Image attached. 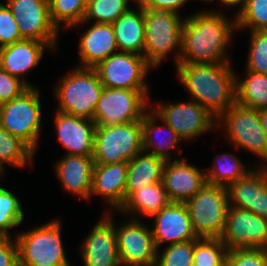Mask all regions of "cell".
Listing matches in <instances>:
<instances>
[{
    "instance_id": "cell-31",
    "label": "cell",
    "mask_w": 267,
    "mask_h": 266,
    "mask_svg": "<svg viewBox=\"0 0 267 266\" xmlns=\"http://www.w3.org/2000/svg\"><path fill=\"white\" fill-rule=\"evenodd\" d=\"M34 154L35 151L28 144L0 126V168L4 173L6 164L26 168L33 161Z\"/></svg>"
},
{
    "instance_id": "cell-29",
    "label": "cell",
    "mask_w": 267,
    "mask_h": 266,
    "mask_svg": "<svg viewBox=\"0 0 267 266\" xmlns=\"http://www.w3.org/2000/svg\"><path fill=\"white\" fill-rule=\"evenodd\" d=\"M244 78L240 80L236 75L237 104L254 110L266 109L267 74L245 70Z\"/></svg>"
},
{
    "instance_id": "cell-6",
    "label": "cell",
    "mask_w": 267,
    "mask_h": 266,
    "mask_svg": "<svg viewBox=\"0 0 267 266\" xmlns=\"http://www.w3.org/2000/svg\"><path fill=\"white\" fill-rule=\"evenodd\" d=\"M143 151L142 120L110 126H96L94 164L129 162Z\"/></svg>"
},
{
    "instance_id": "cell-38",
    "label": "cell",
    "mask_w": 267,
    "mask_h": 266,
    "mask_svg": "<svg viewBox=\"0 0 267 266\" xmlns=\"http://www.w3.org/2000/svg\"><path fill=\"white\" fill-rule=\"evenodd\" d=\"M246 70L267 74V31L250 32Z\"/></svg>"
},
{
    "instance_id": "cell-12",
    "label": "cell",
    "mask_w": 267,
    "mask_h": 266,
    "mask_svg": "<svg viewBox=\"0 0 267 266\" xmlns=\"http://www.w3.org/2000/svg\"><path fill=\"white\" fill-rule=\"evenodd\" d=\"M106 88L149 90L146 76L153 69L144 56L118 51L94 67Z\"/></svg>"
},
{
    "instance_id": "cell-3",
    "label": "cell",
    "mask_w": 267,
    "mask_h": 266,
    "mask_svg": "<svg viewBox=\"0 0 267 266\" xmlns=\"http://www.w3.org/2000/svg\"><path fill=\"white\" fill-rule=\"evenodd\" d=\"M167 10L144 8L145 39L143 56L154 69L160 67L170 52H175V64L179 63L182 29L185 18ZM174 50V51H173Z\"/></svg>"
},
{
    "instance_id": "cell-15",
    "label": "cell",
    "mask_w": 267,
    "mask_h": 266,
    "mask_svg": "<svg viewBox=\"0 0 267 266\" xmlns=\"http://www.w3.org/2000/svg\"><path fill=\"white\" fill-rule=\"evenodd\" d=\"M220 239L228 250L236 248L267 249V219L248 210L229 206L224 232Z\"/></svg>"
},
{
    "instance_id": "cell-11",
    "label": "cell",
    "mask_w": 267,
    "mask_h": 266,
    "mask_svg": "<svg viewBox=\"0 0 267 266\" xmlns=\"http://www.w3.org/2000/svg\"><path fill=\"white\" fill-rule=\"evenodd\" d=\"M104 215L114 224L121 265L155 266L157 248L152 230L144 224L143 219L131 218L116 226L111 211Z\"/></svg>"
},
{
    "instance_id": "cell-47",
    "label": "cell",
    "mask_w": 267,
    "mask_h": 266,
    "mask_svg": "<svg viewBox=\"0 0 267 266\" xmlns=\"http://www.w3.org/2000/svg\"><path fill=\"white\" fill-rule=\"evenodd\" d=\"M199 1H200V0H199ZM201 1H203V2H205V3H206V2H208V3L210 2V3H211V2H214V1L216 2V0H201Z\"/></svg>"
},
{
    "instance_id": "cell-10",
    "label": "cell",
    "mask_w": 267,
    "mask_h": 266,
    "mask_svg": "<svg viewBox=\"0 0 267 266\" xmlns=\"http://www.w3.org/2000/svg\"><path fill=\"white\" fill-rule=\"evenodd\" d=\"M149 91L104 87L94 110L95 125L110 126L142 120L150 108Z\"/></svg>"
},
{
    "instance_id": "cell-22",
    "label": "cell",
    "mask_w": 267,
    "mask_h": 266,
    "mask_svg": "<svg viewBox=\"0 0 267 266\" xmlns=\"http://www.w3.org/2000/svg\"><path fill=\"white\" fill-rule=\"evenodd\" d=\"M127 162L94 164L92 172V196L104 198L109 210L119 211L125 203Z\"/></svg>"
},
{
    "instance_id": "cell-34",
    "label": "cell",
    "mask_w": 267,
    "mask_h": 266,
    "mask_svg": "<svg viewBox=\"0 0 267 266\" xmlns=\"http://www.w3.org/2000/svg\"><path fill=\"white\" fill-rule=\"evenodd\" d=\"M129 1L98 0L87 7L84 20L72 27L88 25L93 20L95 23L112 24L131 7Z\"/></svg>"
},
{
    "instance_id": "cell-44",
    "label": "cell",
    "mask_w": 267,
    "mask_h": 266,
    "mask_svg": "<svg viewBox=\"0 0 267 266\" xmlns=\"http://www.w3.org/2000/svg\"><path fill=\"white\" fill-rule=\"evenodd\" d=\"M216 1H220V3H222L223 5L227 6V8L229 7H238L239 10H237V13L243 8L245 1L246 0H216Z\"/></svg>"
},
{
    "instance_id": "cell-2",
    "label": "cell",
    "mask_w": 267,
    "mask_h": 266,
    "mask_svg": "<svg viewBox=\"0 0 267 266\" xmlns=\"http://www.w3.org/2000/svg\"><path fill=\"white\" fill-rule=\"evenodd\" d=\"M179 83L190 93L191 100L218 118L237 103L236 73L229 63H178Z\"/></svg>"
},
{
    "instance_id": "cell-24",
    "label": "cell",
    "mask_w": 267,
    "mask_h": 266,
    "mask_svg": "<svg viewBox=\"0 0 267 266\" xmlns=\"http://www.w3.org/2000/svg\"><path fill=\"white\" fill-rule=\"evenodd\" d=\"M93 167L92 156L65 154L56 162L55 172L65 191L90 200Z\"/></svg>"
},
{
    "instance_id": "cell-48",
    "label": "cell",
    "mask_w": 267,
    "mask_h": 266,
    "mask_svg": "<svg viewBox=\"0 0 267 266\" xmlns=\"http://www.w3.org/2000/svg\"><path fill=\"white\" fill-rule=\"evenodd\" d=\"M4 172L3 170L0 168V180H1V177L3 176Z\"/></svg>"
},
{
    "instance_id": "cell-43",
    "label": "cell",
    "mask_w": 267,
    "mask_h": 266,
    "mask_svg": "<svg viewBox=\"0 0 267 266\" xmlns=\"http://www.w3.org/2000/svg\"><path fill=\"white\" fill-rule=\"evenodd\" d=\"M143 8L150 10H167L179 14V9L189 0H136Z\"/></svg>"
},
{
    "instance_id": "cell-18",
    "label": "cell",
    "mask_w": 267,
    "mask_h": 266,
    "mask_svg": "<svg viewBox=\"0 0 267 266\" xmlns=\"http://www.w3.org/2000/svg\"><path fill=\"white\" fill-rule=\"evenodd\" d=\"M150 218L154 219L151 230L157 249L166 243L171 245L197 239L184 203L170 202Z\"/></svg>"
},
{
    "instance_id": "cell-14",
    "label": "cell",
    "mask_w": 267,
    "mask_h": 266,
    "mask_svg": "<svg viewBox=\"0 0 267 266\" xmlns=\"http://www.w3.org/2000/svg\"><path fill=\"white\" fill-rule=\"evenodd\" d=\"M11 10L22 39L50 44L57 50L59 30L52 23L48 0H5Z\"/></svg>"
},
{
    "instance_id": "cell-28",
    "label": "cell",
    "mask_w": 267,
    "mask_h": 266,
    "mask_svg": "<svg viewBox=\"0 0 267 266\" xmlns=\"http://www.w3.org/2000/svg\"><path fill=\"white\" fill-rule=\"evenodd\" d=\"M170 202L164 184L161 181L134 191L125 200L124 205L120 208L118 213L129 215L133 219H141L139 217L140 215L142 217H151L165 208Z\"/></svg>"
},
{
    "instance_id": "cell-1",
    "label": "cell",
    "mask_w": 267,
    "mask_h": 266,
    "mask_svg": "<svg viewBox=\"0 0 267 266\" xmlns=\"http://www.w3.org/2000/svg\"><path fill=\"white\" fill-rule=\"evenodd\" d=\"M224 14L202 10L185 17L179 63L231 62L226 51L237 31L236 18Z\"/></svg>"
},
{
    "instance_id": "cell-23",
    "label": "cell",
    "mask_w": 267,
    "mask_h": 266,
    "mask_svg": "<svg viewBox=\"0 0 267 266\" xmlns=\"http://www.w3.org/2000/svg\"><path fill=\"white\" fill-rule=\"evenodd\" d=\"M80 38L78 67L94 68L119 51L112 24L94 22Z\"/></svg>"
},
{
    "instance_id": "cell-9",
    "label": "cell",
    "mask_w": 267,
    "mask_h": 266,
    "mask_svg": "<svg viewBox=\"0 0 267 266\" xmlns=\"http://www.w3.org/2000/svg\"><path fill=\"white\" fill-rule=\"evenodd\" d=\"M216 125L220 128L223 125L226 139L235 147L246 149L263 159L264 164L257 166L267 167V135L261 126L259 110L236 103L217 118Z\"/></svg>"
},
{
    "instance_id": "cell-33",
    "label": "cell",
    "mask_w": 267,
    "mask_h": 266,
    "mask_svg": "<svg viewBox=\"0 0 267 266\" xmlns=\"http://www.w3.org/2000/svg\"><path fill=\"white\" fill-rule=\"evenodd\" d=\"M228 248L220 238H197L193 263L196 266H226Z\"/></svg>"
},
{
    "instance_id": "cell-21",
    "label": "cell",
    "mask_w": 267,
    "mask_h": 266,
    "mask_svg": "<svg viewBox=\"0 0 267 266\" xmlns=\"http://www.w3.org/2000/svg\"><path fill=\"white\" fill-rule=\"evenodd\" d=\"M54 48L45 42L22 39L13 44L0 48V67L7 71L11 76L17 77L28 87L31 85L25 78L30 70L37 67L44 56V50Z\"/></svg>"
},
{
    "instance_id": "cell-39",
    "label": "cell",
    "mask_w": 267,
    "mask_h": 266,
    "mask_svg": "<svg viewBox=\"0 0 267 266\" xmlns=\"http://www.w3.org/2000/svg\"><path fill=\"white\" fill-rule=\"evenodd\" d=\"M226 266H267V249L236 248L228 250Z\"/></svg>"
},
{
    "instance_id": "cell-25",
    "label": "cell",
    "mask_w": 267,
    "mask_h": 266,
    "mask_svg": "<svg viewBox=\"0 0 267 266\" xmlns=\"http://www.w3.org/2000/svg\"><path fill=\"white\" fill-rule=\"evenodd\" d=\"M158 121H161L163 124L159 125ZM162 131L167 132L164 134ZM142 140L143 151L160 157L164 161L173 160L171 151H174L173 149L177 150L179 148L178 144L182 142L178 134L151 108L142 117Z\"/></svg>"
},
{
    "instance_id": "cell-30",
    "label": "cell",
    "mask_w": 267,
    "mask_h": 266,
    "mask_svg": "<svg viewBox=\"0 0 267 266\" xmlns=\"http://www.w3.org/2000/svg\"><path fill=\"white\" fill-rule=\"evenodd\" d=\"M252 169H247L240 158L232 153L217 155L206 174L207 183L227 187L230 183L244 177Z\"/></svg>"
},
{
    "instance_id": "cell-8",
    "label": "cell",
    "mask_w": 267,
    "mask_h": 266,
    "mask_svg": "<svg viewBox=\"0 0 267 266\" xmlns=\"http://www.w3.org/2000/svg\"><path fill=\"white\" fill-rule=\"evenodd\" d=\"M184 204L197 238H220L222 236L229 208L226 187L206 183Z\"/></svg>"
},
{
    "instance_id": "cell-4",
    "label": "cell",
    "mask_w": 267,
    "mask_h": 266,
    "mask_svg": "<svg viewBox=\"0 0 267 266\" xmlns=\"http://www.w3.org/2000/svg\"><path fill=\"white\" fill-rule=\"evenodd\" d=\"M61 220L16 235L18 266H71L61 238Z\"/></svg>"
},
{
    "instance_id": "cell-20",
    "label": "cell",
    "mask_w": 267,
    "mask_h": 266,
    "mask_svg": "<svg viewBox=\"0 0 267 266\" xmlns=\"http://www.w3.org/2000/svg\"><path fill=\"white\" fill-rule=\"evenodd\" d=\"M57 140L67 155L93 156L96 125L92 119L56 111Z\"/></svg>"
},
{
    "instance_id": "cell-40",
    "label": "cell",
    "mask_w": 267,
    "mask_h": 266,
    "mask_svg": "<svg viewBox=\"0 0 267 266\" xmlns=\"http://www.w3.org/2000/svg\"><path fill=\"white\" fill-rule=\"evenodd\" d=\"M22 40L17 21L11 10L0 2V48Z\"/></svg>"
},
{
    "instance_id": "cell-27",
    "label": "cell",
    "mask_w": 267,
    "mask_h": 266,
    "mask_svg": "<svg viewBox=\"0 0 267 266\" xmlns=\"http://www.w3.org/2000/svg\"><path fill=\"white\" fill-rule=\"evenodd\" d=\"M165 161L153 154L141 151L127 163L125 200L137 190L162 181Z\"/></svg>"
},
{
    "instance_id": "cell-7",
    "label": "cell",
    "mask_w": 267,
    "mask_h": 266,
    "mask_svg": "<svg viewBox=\"0 0 267 266\" xmlns=\"http://www.w3.org/2000/svg\"><path fill=\"white\" fill-rule=\"evenodd\" d=\"M40 92L29 87L20 96L0 105V126L36 151L41 125Z\"/></svg>"
},
{
    "instance_id": "cell-16",
    "label": "cell",
    "mask_w": 267,
    "mask_h": 266,
    "mask_svg": "<svg viewBox=\"0 0 267 266\" xmlns=\"http://www.w3.org/2000/svg\"><path fill=\"white\" fill-rule=\"evenodd\" d=\"M226 189L230 207L248 210L267 219V167L255 166Z\"/></svg>"
},
{
    "instance_id": "cell-19",
    "label": "cell",
    "mask_w": 267,
    "mask_h": 266,
    "mask_svg": "<svg viewBox=\"0 0 267 266\" xmlns=\"http://www.w3.org/2000/svg\"><path fill=\"white\" fill-rule=\"evenodd\" d=\"M84 266H122L114 224L104 215L80 246Z\"/></svg>"
},
{
    "instance_id": "cell-36",
    "label": "cell",
    "mask_w": 267,
    "mask_h": 266,
    "mask_svg": "<svg viewBox=\"0 0 267 266\" xmlns=\"http://www.w3.org/2000/svg\"><path fill=\"white\" fill-rule=\"evenodd\" d=\"M235 18L237 30L267 31V0H246Z\"/></svg>"
},
{
    "instance_id": "cell-35",
    "label": "cell",
    "mask_w": 267,
    "mask_h": 266,
    "mask_svg": "<svg viewBox=\"0 0 267 266\" xmlns=\"http://www.w3.org/2000/svg\"><path fill=\"white\" fill-rule=\"evenodd\" d=\"M16 194L0 185V235H10L9 230L22 224L24 212Z\"/></svg>"
},
{
    "instance_id": "cell-45",
    "label": "cell",
    "mask_w": 267,
    "mask_h": 266,
    "mask_svg": "<svg viewBox=\"0 0 267 266\" xmlns=\"http://www.w3.org/2000/svg\"><path fill=\"white\" fill-rule=\"evenodd\" d=\"M259 119L261 122V126L267 135V108L259 110Z\"/></svg>"
},
{
    "instance_id": "cell-41",
    "label": "cell",
    "mask_w": 267,
    "mask_h": 266,
    "mask_svg": "<svg viewBox=\"0 0 267 266\" xmlns=\"http://www.w3.org/2000/svg\"><path fill=\"white\" fill-rule=\"evenodd\" d=\"M29 87L0 67V105L20 96Z\"/></svg>"
},
{
    "instance_id": "cell-42",
    "label": "cell",
    "mask_w": 267,
    "mask_h": 266,
    "mask_svg": "<svg viewBox=\"0 0 267 266\" xmlns=\"http://www.w3.org/2000/svg\"><path fill=\"white\" fill-rule=\"evenodd\" d=\"M0 266H18V247L11 235H0Z\"/></svg>"
},
{
    "instance_id": "cell-46",
    "label": "cell",
    "mask_w": 267,
    "mask_h": 266,
    "mask_svg": "<svg viewBox=\"0 0 267 266\" xmlns=\"http://www.w3.org/2000/svg\"><path fill=\"white\" fill-rule=\"evenodd\" d=\"M98 0H84L86 7H88L90 4L97 2Z\"/></svg>"
},
{
    "instance_id": "cell-26",
    "label": "cell",
    "mask_w": 267,
    "mask_h": 266,
    "mask_svg": "<svg viewBox=\"0 0 267 266\" xmlns=\"http://www.w3.org/2000/svg\"><path fill=\"white\" fill-rule=\"evenodd\" d=\"M137 3V9L130 7L112 23L119 51L143 56L145 39L144 8Z\"/></svg>"
},
{
    "instance_id": "cell-37",
    "label": "cell",
    "mask_w": 267,
    "mask_h": 266,
    "mask_svg": "<svg viewBox=\"0 0 267 266\" xmlns=\"http://www.w3.org/2000/svg\"><path fill=\"white\" fill-rule=\"evenodd\" d=\"M195 242L190 240L157 249L155 266H192Z\"/></svg>"
},
{
    "instance_id": "cell-5",
    "label": "cell",
    "mask_w": 267,
    "mask_h": 266,
    "mask_svg": "<svg viewBox=\"0 0 267 266\" xmlns=\"http://www.w3.org/2000/svg\"><path fill=\"white\" fill-rule=\"evenodd\" d=\"M57 111L93 120L104 89L94 68L74 67L55 85Z\"/></svg>"
},
{
    "instance_id": "cell-32",
    "label": "cell",
    "mask_w": 267,
    "mask_h": 266,
    "mask_svg": "<svg viewBox=\"0 0 267 266\" xmlns=\"http://www.w3.org/2000/svg\"><path fill=\"white\" fill-rule=\"evenodd\" d=\"M48 3L51 21L59 31L61 27L71 29L81 23L86 15L84 0H48Z\"/></svg>"
},
{
    "instance_id": "cell-17",
    "label": "cell",
    "mask_w": 267,
    "mask_h": 266,
    "mask_svg": "<svg viewBox=\"0 0 267 266\" xmlns=\"http://www.w3.org/2000/svg\"><path fill=\"white\" fill-rule=\"evenodd\" d=\"M206 171L185 158L165 161L162 182L171 202L185 203L207 183Z\"/></svg>"
},
{
    "instance_id": "cell-13",
    "label": "cell",
    "mask_w": 267,
    "mask_h": 266,
    "mask_svg": "<svg viewBox=\"0 0 267 266\" xmlns=\"http://www.w3.org/2000/svg\"><path fill=\"white\" fill-rule=\"evenodd\" d=\"M150 108L169 125L182 139L193 140L207 131L218 128L217 118L194 100L188 102L165 103L159 101Z\"/></svg>"
}]
</instances>
